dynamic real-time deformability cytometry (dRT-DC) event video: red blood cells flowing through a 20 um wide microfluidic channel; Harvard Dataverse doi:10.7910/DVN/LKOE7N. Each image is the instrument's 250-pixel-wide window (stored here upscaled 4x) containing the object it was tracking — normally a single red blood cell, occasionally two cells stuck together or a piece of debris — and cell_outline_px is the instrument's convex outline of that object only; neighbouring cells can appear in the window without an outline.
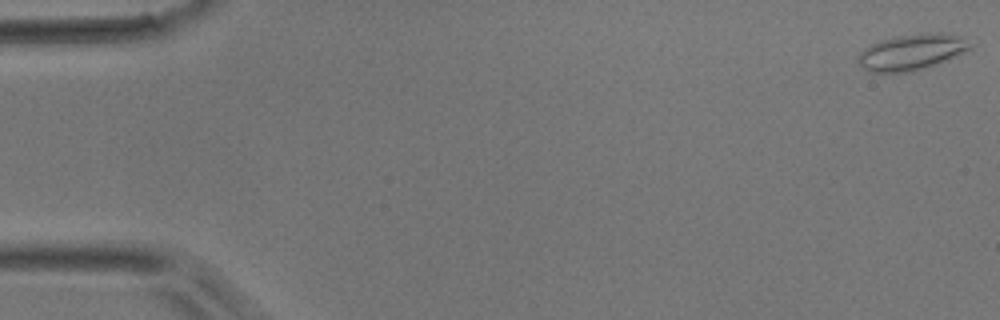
{"species": "common noctule bat (a hibernating species)", "species_latin": "Nyctalus noctula", "temperature_condition": "room temperature", "stored_images_in_passage": 50, "camera_frame_rate_fps": 3000, "um_per_image_px": 0.085, "animal": {"sex": "male", "body_mass_g": 17.9}, "frame": {"image": 1, "passage_image": 1, "time_ms": 0.0, "image_size_px": [1000, 320], "cell_outline_px": [[972, 48], [964, 52], [944, 60], [908, 72], [868, 72], [856, 60], [860, 52], [864, 48], [880, 40], [896, 36], [924, 32], [940, 32], [960, 36]], "centroid_in_image_um": [77.42, 4.4], "position_along_channel_um": 7.6, "area_um2": 23.0}}
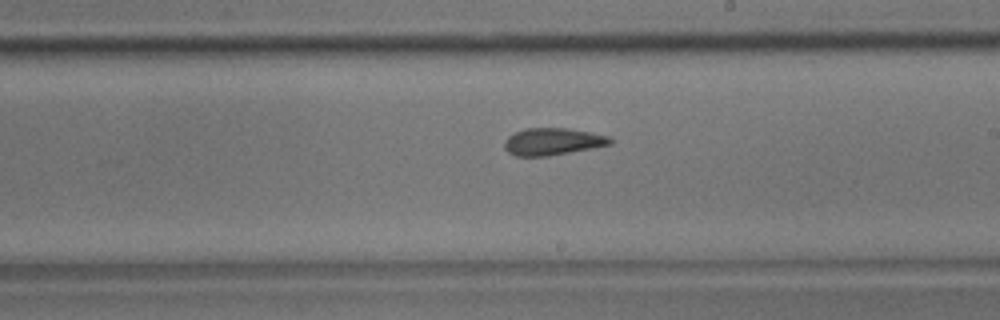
{"frame": {"image": 2, "passage_image": 29, "time_ms": 9.333, "image_size_px": [1000, 320], "cell_outline_px": [[612, 144], [548, 156], [516, 156], [508, 152], [504, 148], [504, 140], [508, 136], [524, 128], [568, 128], [608, 136], [612, 140]], "centroid_in_image_um": [46.93, 12.03], "position_along_channel_um": 242.1, "area_um2": 16.59}}
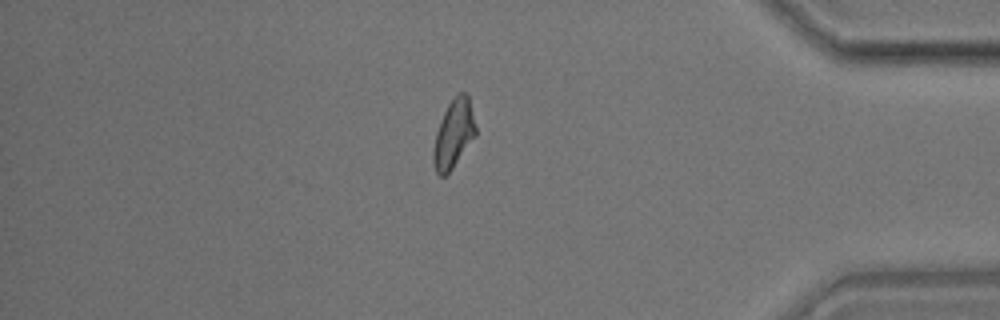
{"frame": {"image": 3, "passage_image": 43, "time_ms": 14.0, "image_size_px": [1000, 320], "cell_outline_px": [[476, 136], [452, 168], [444, 176], [440, 176], [436, 172], [432, 160], [432, 152], [436, 132], [440, 120], [448, 104], [460, 92], [464, 92], [468, 96], [476, 128]], "centroid_in_image_um": [38.54, 11.4], "position_along_channel_um": 396.7, "area_um2": 16.65}}